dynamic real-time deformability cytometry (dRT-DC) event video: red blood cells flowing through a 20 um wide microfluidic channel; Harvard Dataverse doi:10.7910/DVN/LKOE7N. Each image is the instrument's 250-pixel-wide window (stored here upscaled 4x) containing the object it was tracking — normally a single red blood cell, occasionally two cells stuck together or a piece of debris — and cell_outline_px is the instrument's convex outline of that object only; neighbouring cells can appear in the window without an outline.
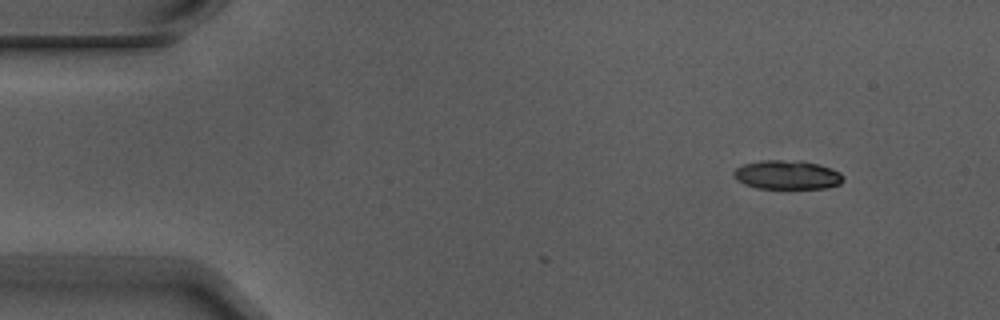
{"species": "Egyptian fruit bat (a non-hibernating species)", "species_latin": "Rousettus aegyptiacus", "temperature_condition": "warm", "stored_images_in_passage": 4, "segment_of_instrument_passage": [1, 2], "camera_frame_rate_fps": 3000, "um_per_image_px": 0.085, "animal": {"sex": "male"}, "frame": {"image": 1, "passage_image": 1, "time_ms": 0.0, "image_size_px": [1000, 320], "cell_outline_px": [[844, 180], [840, 184], [828, 188], [756, 188], [744, 184], [736, 180], [732, 176], [732, 172], [736, 168], [744, 164], [760, 160], [800, 160], [820, 164], [832, 168], [840, 172], [844, 176]], "centroid_in_image_um": [66.92, 14.85], "position_along_channel_um": 18.1, "area_um2": 18.84}}
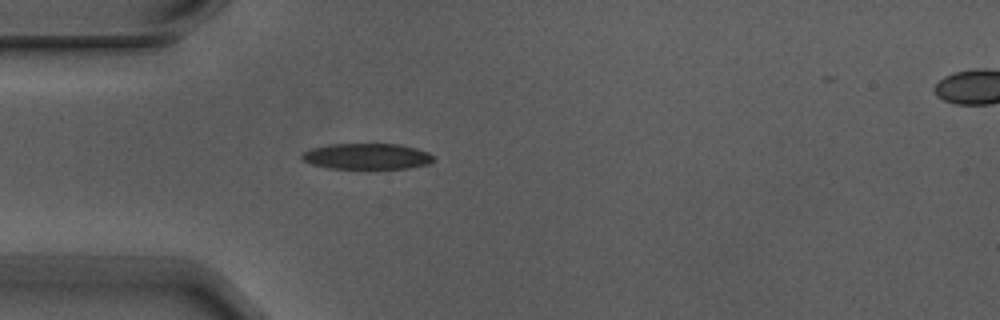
{"frame": {"image": 2, "passage_image": 3, "time_ms": 0.667, "image_size_px": [1000, 320], "cell_outline_px": [[432, 160], [428, 164], [408, 168], [328, 168], [312, 164], [300, 160], [300, 156], [304, 152], [312, 148], [328, 144], [400, 144], [416, 148], [428, 152], [432, 156]], "centroid_in_image_um": [31.14, 13.28], "position_along_channel_um": 53.9, "area_um2": 19.77}}